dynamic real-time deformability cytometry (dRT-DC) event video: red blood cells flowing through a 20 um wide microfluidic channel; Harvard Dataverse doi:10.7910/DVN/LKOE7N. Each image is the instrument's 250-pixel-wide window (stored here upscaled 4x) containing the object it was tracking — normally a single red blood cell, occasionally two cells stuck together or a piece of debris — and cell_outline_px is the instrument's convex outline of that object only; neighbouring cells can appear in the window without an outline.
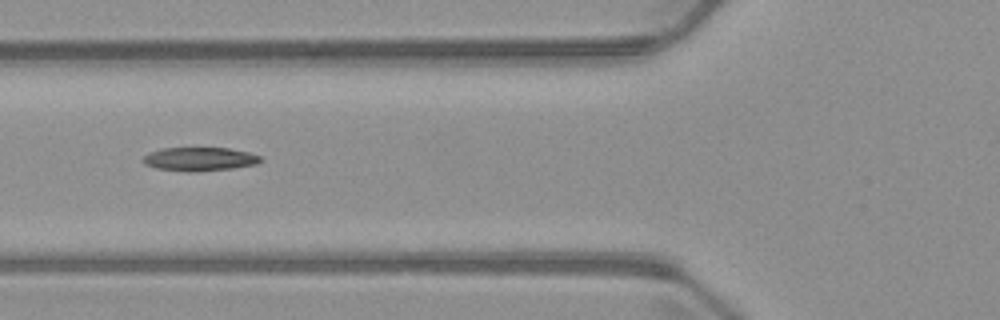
{"species": "common noctule bat (a hibernating species)", "species_latin": "Nyctalus noctula", "temperature_condition": "warm", "stored_images_in_passage": 5, "camera_frame_rate_fps": 3000, "um_per_image_px": 0.085, "animal": {"sex": "male", "body_mass_g": 23.1, "forearm_length_mm": 52.7}, "frame": {"image": 1, "passage_image": 5, "time_ms": 5.333, "image_size_px": [1000, 320], "cell_outline_px": [[264, 160], [256, 164], [232, 168], [196, 172], [188, 172], [156, 168], [144, 164], [144, 156], [148, 152], [160, 148], [228, 148], [248, 152], [260, 156]], "centroid_in_image_um": [16.96, 13.52], "position_along_channel_um": 108.8, "area_um2": 16.24}}